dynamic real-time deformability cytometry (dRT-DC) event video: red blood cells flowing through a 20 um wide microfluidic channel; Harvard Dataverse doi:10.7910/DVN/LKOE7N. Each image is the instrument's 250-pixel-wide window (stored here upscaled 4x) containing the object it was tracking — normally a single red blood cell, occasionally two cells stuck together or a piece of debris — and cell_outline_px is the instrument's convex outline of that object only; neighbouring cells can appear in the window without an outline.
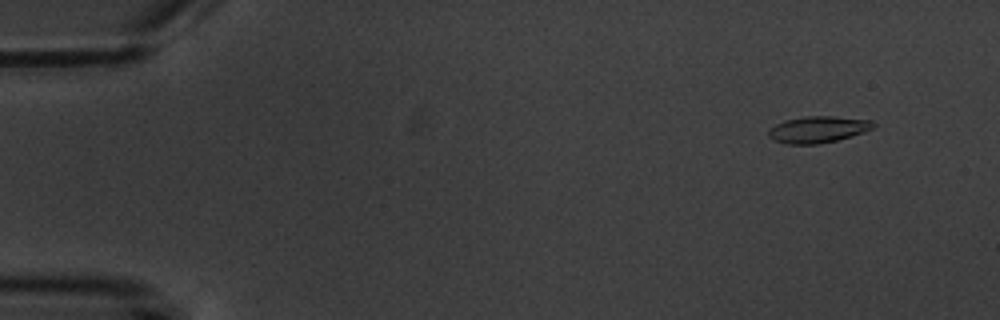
{"species": "common noctule bat (a hibernating species)", "species_latin": "Nyctalus noctula", "temperature_condition": "warm", "stored_images_in_passage": 6, "camera_frame_rate_fps": 3000, "um_per_image_px": 0.085, "animal": {"sex": "male", "body_mass_g": 20.1, "forearm_length_mm": 53.5}, "frame": {"image": 1, "passage_image": 2, "time_ms": 1.0, "image_size_px": [1000, 320], "cell_outline_px": [[876, 124], [872, 128], [864, 132], [836, 140], [820, 144], [784, 144], [772, 140], [768, 136], [768, 132], [776, 124], [784, 120], [804, 116], [832, 116], [872, 120]], "centroid_in_image_um": [69.5, 11.0], "position_along_channel_um": 15.5, "area_um2": 16.24}}